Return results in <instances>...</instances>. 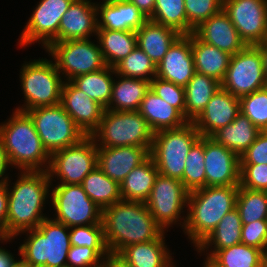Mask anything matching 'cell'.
<instances>
[{
  "label": "cell",
  "instance_id": "obj_18",
  "mask_svg": "<svg viewBox=\"0 0 267 267\" xmlns=\"http://www.w3.org/2000/svg\"><path fill=\"white\" fill-rule=\"evenodd\" d=\"M191 34L180 35L156 66V77L185 87L195 74Z\"/></svg>",
  "mask_w": 267,
  "mask_h": 267
},
{
  "label": "cell",
  "instance_id": "obj_49",
  "mask_svg": "<svg viewBox=\"0 0 267 267\" xmlns=\"http://www.w3.org/2000/svg\"><path fill=\"white\" fill-rule=\"evenodd\" d=\"M239 158L240 164H267V131H261Z\"/></svg>",
  "mask_w": 267,
  "mask_h": 267
},
{
  "label": "cell",
  "instance_id": "obj_47",
  "mask_svg": "<svg viewBox=\"0 0 267 267\" xmlns=\"http://www.w3.org/2000/svg\"><path fill=\"white\" fill-rule=\"evenodd\" d=\"M241 243L267 251V220L242 224Z\"/></svg>",
  "mask_w": 267,
  "mask_h": 267
},
{
  "label": "cell",
  "instance_id": "obj_54",
  "mask_svg": "<svg viewBox=\"0 0 267 267\" xmlns=\"http://www.w3.org/2000/svg\"><path fill=\"white\" fill-rule=\"evenodd\" d=\"M14 262V254L10 253L4 247H0V267H12Z\"/></svg>",
  "mask_w": 267,
  "mask_h": 267
},
{
  "label": "cell",
  "instance_id": "obj_19",
  "mask_svg": "<svg viewBox=\"0 0 267 267\" xmlns=\"http://www.w3.org/2000/svg\"><path fill=\"white\" fill-rule=\"evenodd\" d=\"M60 104L86 136H91L98 128L105 110L71 81L63 84Z\"/></svg>",
  "mask_w": 267,
  "mask_h": 267
},
{
  "label": "cell",
  "instance_id": "obj_42",
  "mask_svg": "<svg viewBox=\"0 0 267 267\" xmlns=\"http://www.w3.org/2000/svg\"><path fill=\"white\" fill-rule=\"evenodd\" d=\"M70 242L74 246L92 248L103 260L109 254L103 223L70 227Z\"/></svg>",
  "mask_w": 267,
  "mask_h": 267
},
{
  "label": "cell",
  "instance_id": "obj_46",
  "mask_svg": "<svg viewBox=\"0 0 267 267\" xmlns=\"http://www.w3.org/2000/svg\"><path fill=\"white\" fill-rule=\"evenodd\" d=\"M240 186L267 191V164H240Z\"/></svg>",
  "mask_w": 267,
  "mask_h": 267
},
{
  "label": "cell",
  "instance_id": "obj_27",
  "mask_svg": "<svg viewBox=\"0 0 267 267\" xmlns=\"http://www.w3.org/2000/svg\"><path fill=\"white\" fill-rule=\"evenodd\" d=\"M137 45L156 64H159L170 46L181 35L176 30L147 20L137 31Z\"/></svg>",
  "mask_w": 267,
  "mask_h": 267
},
{
  "label": "cell",
  "instance_id": "obj_40",
  "mask_svg": "<svg viewBox=\"0 0 267 267\" xmlns=\"http://www.w3.org/2000/svg\"><path fill=\"white\" fill-rule=\"evenodd\" d=\"M263 251L243 243L218 250L211 258L221 267H260Z\"/></svg>",
  "mask_w": 267,
  "mask_h": 267
},
{
  "label": "cell",
  "instance_id": "obj_20",
  "mask_svg": "<svg viewBox=\"0 0 267 267\" xmlns=\"http://www.w3.org/2000/svg\"><path fill=\"white\" fill-rule=\"evenodd\" d=\"M151 147H97V166L119 184L150 156Z\"/></svg>",
  "mask_w": 267,
  "mask_h": 267
},
{
  "label": "cell",
  "instance_id": "obj_32",
  "mask_svg": "<svg viewBox=\"0 0 267 267\" xmlns=\"http://www.w3.org/2000/svg\"><path fill=\"white\" fill-rule=\"evenodd\" d=\"M158 173L152 157L149 156L120 183L122 200L145 202L152 191Z\"/></svg>",
  "mask_w": 267,
  "mask_h": 267
},
{
  "label": "cell",
  "instance_id": "obj_11",
  "mask_svg": "<svg viewBox=\"0 0 267 267\" xmlns=\"http://www.w3.org/2000/svg\"><path fill=\"white\" fill-rule=\"evenodd\" d=\"M188 194L183 182L158 173L145 205L165 232L173 224H180L181 229L184 228L186 216L180 215L187 208Z\"/></svg>",
  "mask_w": 267,
  "mask_h": 267
},
{
  "label": "cell",
  "instance_id": "obj_58",
  "mask_svg": "<svg viewBox=\"0 0 267 267\" xmlns=\"http://www.w3.org/2000/svg\"><path fill=\"white\" fill-rule=\"evenodd\" d=\"M11 240H14V237H6L4 235V232L2 229H0V241L1 243H7V242H10Z\"/></svg>",
  "mask_w": 267,
  "mask_h": 267
},
{
  "label": "cell",
  "instance_id": "obj_29",
  "mask_svg": "<svg viewBox=\"0 0 267 267\" xmlns=\"http://www.w3.org/2000/svg\"><path fill=\"white\" fill-rule=\"evenodd\" d=\"M242 221L238 209L235 207L225 214L216 228L196 248L197 252L212 257L218 250H222L241 243ZM210 248V251H209ZM209 251V252H208Z\"/></svg>",
  "mask_w": 267,
  "mask_h": 267
},
{
  "label": "cell",
  "instance_id": "obj_55",
  "mask_svg": "<svg viewBox=\"0 0 267 267\" xmlns=\"http://www.w3.org/2000/svg\"><path fill=\"white\" fill-rule=\"evenodd\" d=\"M261 52L262 62L264 66V73L267 80V39L255 45Z\"/></svg>",
  "mask_w": 267,
  "mask_h": 267
},
{
  "label": "cell",
  "instance_id": "obj_41",
  "mask_svg": "<svg viewBox=\"0 0 267 267\" xmlns=\"http://www.w3.org/2000/svg\"><path fill=\"white\" fill-rule=\"evenodd\" d=\"M116 75L151 81L156 77V64L137 45L114 66Z\"/></svg>",
  "mask_w": 267,
  "mask_h": 267
},
{
  "label": "cell",
  "instance_id": "obj_15",
  "mask_svg": "<svg viewBox=\"0 0 267 267\" xmlns=\"http://www.w3.org/2000/svg\"><path fill=\"white\" fill-rule=\"evenodd\" d=\"M74 0H40L18 39V45L25 48L35 42L46 49L52 42H58V29L63 14Z\"/></svg>",
  "mask_w": 267,
  "mask_h": 267
},
{
  "label": "cell",
  "instance_id": "obj_21",
  "mask_svg": "<svg viewBox=\"0 0 267 267\" xmlns=\"http://www.w3.org/2000/svg\"><path fill=\"white\" fill-rule=\"evenodd\" d=\"M239 113V98L220 88L193 123L201 136L210 137L232 123Z\"/></svg>",
  "mask_w": 267,
  "mask_h": 267
},
{
  "label": "cell",
  "instance_id": "obj_36",
  "mask_svg": "<svg viewBox=\"0 0 267 267\" xmlns=\"http://www.w3.org/2000/svg\"><path fill=\"white\" fill-rule=\"evenodd\" d=\"M82 187L89 198L103 211L122 200L120 184L96 166L83 180Z\"/></svg>",
  "mask_w": 267,
  "mask_h": 267
},
{
  "label": "cell",
  "instance_id": "obj_5",
  "mask_svg": "<svg viewBox=\"0 0 267 267\" xmlns=\"http://www.w3.org/2000/svg\"><path fill=\"white\" fill-rule=\"evenodd\" d=\"M24 233L27 237L18 248V256L33 267H67L68 251L72 246L68 226L47 217L37 228L18 235Z\"/></svg>",
  "mask_w": 267,
  "mask_h": 267
},
{
  "label": "cell",
  "instance_id": "obj_28",
  "mask_svg": "<svg viewBox=\"0 0 267 267\" xmlns=\"http://www.w3.org/2000/svg\"><path fill=\"white\" fill-rule=\"evenodd\" d=\"M191 46L195 71L221 83L228 69L231 55L215 46L204 43L194 33H191Z\"/></svg>",
  "mask_w": 267,
  "mask_h": 267
},
{
  "label": "cell",
  "instance_id": "obj_17",
  "mask_svg": "<svg viewBox=\"0 0 267 267\" xmlns=\"http://www.w3.org/2000/svg\"><path fill=\"white\" fill-rule=\"evenodd\" d=\"M206 186L240 185V158L222 144L204 136Z\"/></svg>",
  "mask_w": 267,
  "mask_h": 267
},
{
  "label": "cell",
  "instance_id": "obj_9",
  "mask_svg": "<svg viewBox=\"0 0 267 267\" xmlns=\"http://www.w3.org/2000/svg\"><path fill=\"white\" fill-rule=\"evenodd\" d=\"M90 39L52 42L46 48L65 81L107 66L98 41L95 44V41Z\"/></svg>",
  "mask_w": 267,
  "mask_h": 267
},
{
  "label": "cell",
  "instance_id": "obj_35",
  "mask_svg": "<svg viewBox=\"0 0 267 267\" xmlns=\"http://www.w3.org/2000/svg\"><path fill=\"white\" fill-rule=\"evenodd\" d=\"M114 75H116L114 67L106 66L99 71L77 76L71 82L89 98L107 109L110 103Z\"/></svg>",
  "mask_w": 267,
  "mask_h": 267
},
{
  "label": "cell",
  "instance_id": "obj_30",
  "mask_svg": "<svg viewBox=\"0 0 267 267\" xmlns=\"http://www.w3.org/2000/svg\"><path fill=\"white\" fill-rule=\"evenodd\" d=\"M261 131L241 112L234 121L214 132L210 138L239 157L253 144Z\"/></svg>",
  "mask_w": 267,
  "mask_h": 267
},
{
  "label": "cell",
  "instance_id": "obj_7",
  "mask_svg": "<svg viewBox=\"0 0 267 267\" xmlns=\"http://www.w3.org/2000/svg\"><path fill=\"white\" fill-rule=\"evenodd\" d=\"M19 76L25 102L22 106H17L16 110L26 112L60 103L65 81L51 59L42 57L24 62Z\"/></svg>",
  "mask_w": 267,
  "mask_h": 267
},
{
  "label": "cell",
  "instance_id": "obj_26",
  "mask_svg": "<svg viewBox=\"0 0 267 267\" xmlns=\"http://www.w3.org/2000/svg\"><path fill=\"white\" fill-rule=\"evenodd\" d=\"M138 112L147 120L155 133L164 129H175L185 125L188 120L174 107L149 89L141 101Z\"/></svg>",
  "mask_w": 267,
  "mask_h": 267
},
{
  "label": "cell",
  "instance_id": "obj_59",
  "mask_svg": "<svg viewBox=\"0 0 267 267\" xmlns=\"http://www.w3.org/2000/svg\"><path fill=\"white\" fill-rule=\"evenodd\" d=\"M260 267H267V251L262 255Z\"/></svg>",
  "mask_w": 267,
  "mask_h": 267
},
{
  "label": "cell",
  "instance_id": "obj_24",
  "mask_svg": "<svg viewBox=\"0 0 267 267\" xmlns=\"http://www.w3.org/2000/svg\"><path fill=\"white\" fill-rule=\"evenodd\" d=\"M96 10L98 29L136 32L148 20L129 0L96 2Z\"/></svg>",
  "mask_w": 267,
  "mask_h": 267
},
{
  "label": "cell",
  "instance_id": "obj_56",
  "mask_svg": "<svg viewBox=\"0 0 267 267\" xmlns=\"http://www.w3.org/2000/svg\"><path fill=\"white\" fill-rule=\"evenodd\" d=\"M202 267H221L217 264L211 257L206 256V259L203 261Z\"/></svg>",
  "mask_w": 267,
  "mask_h": 267
},
{
  "label": "cell",
  "instance_id": "obj_31",
  "mask_svg": "<svg viewBox=\"0 0 267 267\" xmlns=\"http://www.w3.org/2000/svg\"><path fill=\"white\" fill-rule=\"evenodd\" d=\"M109 107L112 111H138L150 81L115 75Z\"/></svg>",
  "mask_w": 267,
  "mask_h": 267
},
{
  "label": "cell",
  "instance_id": "obj_57",
  "mask_svg": "<svg viewBox=\"0 0 267 267\" xmlns=\"http://www.w3.org/2000/svg\"><path fill=\"white\" fill-rule=\"evenodd\" d=\"M12 267H33L27 261H25L22 257L13 263Z\"/></svg>",
  "mask_w": 267,
  "mask_h": 267
},
{
  "label": "cell",
  "instance_id": "obj_43",
  "mask_svg": "<svg viewBox=\"0 0 267 267\" xmlns=\"http://www.w3.org/2000/svg\"><path fill=\"white\" fill-rule=\"evenodd\" d=\"M240 112L260 131H267V86L239 98Z\"/></svg>",
  "mask_w": 267,
  "mask_h": 267
},
{
  "label": "cell",
  "instance_id": "obj_4",
  "mask_svg": "<svg viewBox=\"0 0 267 267\" xmlns=\"http://www.w3.org/2000/svg\"><path fill=\"white\" fill-rule=\"evenodd\" d=\"M10 116L7 122L0 123V140L10 167L20 171H47L51 155L42 145L31 117L16 109Z\"/></svg>",
  "mask_w": 267,
  "mask_h": 267
},
{
  "label": "cell",
  "instance_id": "obj_22",
  "mask_svg": "<svg viewBox=\"0 0 267 267\" xmlns=\"http://www.w3.org/2000/svg\"><path fill=\"white\" fill-rule=\"evenodd\" d=\"M193 33L204 43L215 46L230 55H234L248 46L223 9L203 21L194 29Z\"/></svg>",
  "mask_w": 267,
  "mask_h": 267
},
{
  "label": "cell",
  "instance_id": "obj_23",
  "mask_svg": "<svg viewBox=\"0 0 267 267\" xmlns=\"http://www.w3.org/2000/svg\"><path fill=\"white\" fill-rule=\"evenodd\" d=\"M96 2L74 0L63 14L58 29V42L88 39L97 33Z\"/></svg>",
  "mask_w": 267,
  "mask_h": 267
},
{
  "label": "cell",
  "instance_id": "obj_50",
  "mask_svg": "<svg viewBox=\"0 0 267 267\" xmlns=\"http://www.w3.org/2000/svg\"><path fill=\"white\" fill-rule=\"evenodd\" d=\"M8 183L5 179L0 181V229L4 232L7 218Z\"/></svg>",
  "mask_w": 267,
  "mask_h": 267
},
{
  "label": "cell",
  "instance_id": "obj_25",
  "mask_svg": "<svg viewBox=\"0 0 267 267\" xmlns=\"http://www.w3.org/2000/svg\"><path fill=\"white\" fill-rule=\"evenodd\" d=\"M165 233L156 240L128 245L117 255L131 267H168L173 259L165 244Z\"/></svg>",
  "mask_w": 267,
  "mask_h": 267
},
{
  "label": "cell",
  "instance_id": "obj_12",
  "mask_svg": "<svg viewBox=\"0 0 267 267\" xmlns=\"http://www.w3.org/2000/svg\"><path fill=\"white\" fill-rule=\"evenodd\" d=\"M54 220L66 226H86L102 223V210L89 198L81 184L51 186Z\"/></svg>",
  "mask_w": 267,
  "mask_h": 267
},
{
  "label": "cell",
  "instance_id": "obj_52",
  "mask_svg": "<svg viewBox=\"0 0 267 267\" xmlns=\"http://www.w3.org/2000/svg\"><path fill=\"white\" fill-rule=\"evenodd\" d=\"M102 267H131L117 254L109 253L103 260Z\"/></svg>",
  "mask_w": 267,
  "mask_h": 267
},
{
  "label": "cell",
  "instance_id": "obj_14",
  "mask_svg": "<svg viewBox=\"0 0 267 267\" xmlns=\"http://www.w3.org/2000/svg\"><path fill=\"white\" fill-rule=\"evenodd\" d=\"M267 86L260 50L255 45L231 55L221 88L241 98Z\"/></svg>",
  "mask_w": 267,
  "mask_h": 267
},
{
  "label": "cell",
  "instance_id": "obj_6",
  "mask_svg": "<svg viewBox=\"0 0 267 267\" xmlns=\"http://www.w3.org/2000/svg\"><path fill=\"white\" fill-rule=\"evenodd\" d=\"M91 137L97 147H152L154 132L138 111L105 109Z\"/></svg>",
  "mask_w": 267,
  "mask_h": 267
},
{
  "label": "cell",
  "instance_id": "obj_10",
  "mask_svg": "<svg viewBox=\"0 0 267 267\" xmlns=\"http://www.w3.org/2000/svg\"><path fill=\"white\" fill-rule=\"evenodd\" d=\"M26 113L31 117L42 145L50 155L86 137L60 103L37 107Z\"/></svg>",
  "mask_w": 267,
  "mask_h": 267
},
{
  "label": "cell",
  "instance_id": "obj_33",
  "mask_svg": "<svg viewBox=\"0 0 267 267\" xmlns=\"http://www.w3.org/2000/svg\"><path fill=\"white\" fill-rule=\"evenodd\" d=\"M220 88L221 83L216 79L195 72L194 76L184 87L185 118L188 122H193L201 114L212 96Z\"/></svg>",
  "mask_w": 267,
  "mask_h": 267
},
{
  "label": "cell",
  "instance_id": "obj_51",
  "mask_svg": "<svg viewBox=\"0 0 267 267\" xmlns=\"http://www.w3.org/2000/svg\"><path fill=\"white\" fill-rule=\"evenodd\" d=\"M129 1L132 4L136 5L148 19L152 16L155 8V0H129Z\"/></svg>",
  "mask_w": 267,
  "mask_h": 267
},
{
  "label": "cell",
  "instance_id": "obj_37",
  "mask_svg": "<svg viewBox=\"0 0 267 267\" xmlns=\"http://www.w3.org/2000/svg\"><path fill=\"white\" fill-rule=\"evenodd\" d=\"M149 20L188 35V21L184 0H155V8Z\"/></svg>",
  "mask_w": 267,
  "mask_h": 267
},
{
  "label": "cell",
  "instance_id": "obj_45",
  "mask_svg": "<svg viewBox=\"0 0 267 267\" xmlns=\"http://www.w3.org/2000/svg\"><path fill=\"white\" fill-rule=\"evenodd\" d=\"M150 89L185 117V89L183 86L155 77L150 81Z\"/></svg>",
  "mask_w": 267,
  "mask_h": 267
},
{
  "label": "cell",
  "instance_id": "obj_16",
  "mask_svg": "<svg viewBox=\"0 0 267 267\" xmlns=\"http://www.w3.org/2000/svg\"><path fill=\"white\" fill-rule=\"evenodd\" d=\"M223 10L247 45L267 39V0H223Z\"/></svg>",
  "mask_w": 267,
  "mask_h": 267
},
{
  "label": "cell",
  "instance_id": "obj_44",
  "mask_svg": "<svg viewBox=\"0 0 267 267\" xmlns=\"http://www.w3.org/2000/svg\"><path fill=\"white\" fill-rule=\"evenodd\" d=\"M188 21V34L194 32L203 21L223 9V0H184Z\"/></svg>",
  "mask_w": 267,
  "mask_h": 267
},
{
  "label": "cell",
  "instance_id": "obj_1",
  "mask_svg": "<svg viewBox=\"0 0 267 267\" xmlns=\"http://www.w3.org/2000/svg\"><path fill=\"white\" fill-rule=\"evenodd\" d=\"M18 179L10 187L8 183L7 218L4 227L6 237L37 228L47 218L43 213L44 204L51 197L52 181L48 171H19ZM48 199V200H47Z\"/></svg>",
  "mask_w": 267,
  "mask_h": 267
},
{
  "label": "cell",
  "instance_id": "obj_38",
  "mask_svg": "<svg viewBox=\"0 0 267 267\" xmlns=\"http://www.w3.org/2000/svg\"><path fill=\"white\" fill-rule=\"evenodd\" d=\"M236 208L242 224L267 220V191L246 189L239 185Z\"/></svg>",
  "mask_w": 267,
  "mask_h": 267
},
{
  "label": "cell",
  "instance_id": "obj_39",
  "mask_svg": "<svg viewBox=\"0 0 267 267\" xmlns=\"http://www.w3.org/2000/svg\"><path fill=\"white\" fill-rule=\"evenodd\" d=\"M204 157V136H201L193 144L185 159L182 182L188 192L206 186Z\"/></svg>",
  "mask_w": 267,
  "mask_h": 267
},
{
  "label": "cell",
  "instance_id": "obj_3",
  "mask_svg": "<svg viewBox=\"0 0 267 267\" xmlns=\"http://www.w3.org/2000/svg\"><path fill=\"white\" fill-rule=\"evenodd\" d=\"M239 185L205 186L189 192L183 228L196 249L216 228L223 216L236 207Z\"/></svg>",
  "mask_w": 267,
  "mask_h": 267
},
{
  "label": "cell",
  "instance_id": "obj_2",
  "mask_svg": "<svg viewBox=\"0 0 267 267\" xmlns=\"http://www.w3.org/2000/svg\"><path fill=\"white\" fill-rule=\"evenodd\" d=\"M102 223L105 242L112 254H118L128 245L156 240L164 232L145 202L120 200L102 211Z\"/></svg>",
  "mask_w": 267,
  "mask_h": 267
},
{
  "label": "cell",
  "instance_id": "obj_53",
  "mask_svg": "<svg viewBox=\"0 0 267 267\" xmlns=\"http://www.w3.org/2000/svg\"><path fill=\"white\" fill-rule=\"evenodd\" d=\"M9 168L10 164L8 162L3 143L0 140V181L6 179L9 176L7 174V169L9 170Z\"/></svg>",
  "mask_w": 267,
  "mask_h": 267
},
{
  "label": "cell",
  "instance_id": "obj_60",
  "mask_svg": "<svg viewBox=\"0 0 267 267\" xmlns=\"http://www.w3.org/2000/svg\"><path fill=\"white\" fill-rule=\"evenodd\" d=\"M168 267H176V265H174V262H172Z\"/></svg>",
  "mask_w": 267,
  "mask_h": 267
},
{
  "label": "cell",
  "instance_id": "obj_48",
  "mask_svg": "<svg viewBox=\"0 0 267 267\" xmlns=\"http://www.w3.org/2000/svg\"><path fill=\"white\" fill-rule=\"evenodd\" d=\"M103 259L87 246L72 245L68 251L67 267H102Z\"/></svg>",
  "mask_w": 267,
  "mask_h": 267
},
{
  "label": "cell",
  "instance_id": "obj_8",
  "mask_svg": "<svg viewBox=\"0 0 267 267\" xmlns=\"http://www.w3.org/2000/svg\"><path fill=\"white\" fill-rule=\"evenodd\" d=\"M200 137L193 122H187L179 128L155 132L150 156L158 172L182 182L185 159Z\"/></svg>",
  "mask_w": 267,
  "mask_h": 267
},
{
  "label": "cell",
  "instance_id": "obj_34",
  "mask_svg": "<svg viewBox=\"0 0 267 267\" xmlns=\"http://www.w3.org/2000/svg\"><path fill=\"white\" fill-rule=\"evenodd\" d=\"M96 37L104 61L109 67H114L137 46V35L134 31L97 29Z\"/></svg>",
  "mask_w": 267,
  "mask_h": 267
},
{
  "label": "cell",
  "instance_id": "obj_13",
  "mask_svg": "<svg viewBox=\"0 0 267 267\" xmlns=\"http://www.w3.org/2000/svg\"><path fill=\"white\" fill-rule=\"evenodd\" d=\"M97 166V145L91 136L79 143L55 151L50 156L48 174L58 184H82L84 178Z\"/></svg>",
  "mask_w": 267,
  "mask_h": 267
}]
</instances>
